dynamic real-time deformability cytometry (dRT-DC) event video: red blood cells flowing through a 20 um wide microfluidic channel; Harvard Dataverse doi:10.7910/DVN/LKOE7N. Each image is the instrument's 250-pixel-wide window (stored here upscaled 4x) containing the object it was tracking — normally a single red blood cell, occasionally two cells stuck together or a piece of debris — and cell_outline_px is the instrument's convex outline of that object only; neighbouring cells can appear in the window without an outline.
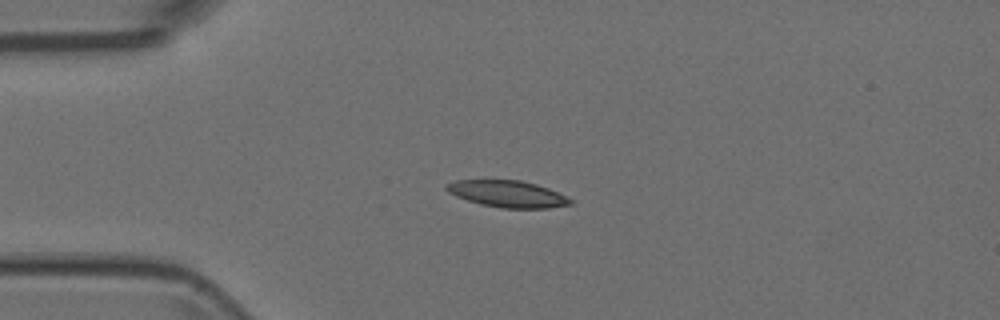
{"species": "Egyptian fruit bat (a non-hibernating species)", "species_latin": "Rousettus aegyptiacus", "temperature_condition": "room temperature", "stored_images_in_passage": 41, "camera_frame_rate_fps": 3000, "um_per_image_px": 0.085, "animal": {"sex": "female"}, "frame": {"image": 1, "passage_image": 1, "time_ms": 0.0, "image_size_px": [1000, 320], "cell_outline_px": [[572, 204], [548, 208], [500, 208], [480, 204], [456, 196], [448, 192], [444, 188], [444, 184], [456, 180], [484, 176], [520, 180], [536, 184], [548, 188], [572, 200]], "centroid_in_image_um": [43.01, 16.42], "position_along_channel_um": 42.0, "area_um2": 20.11}}
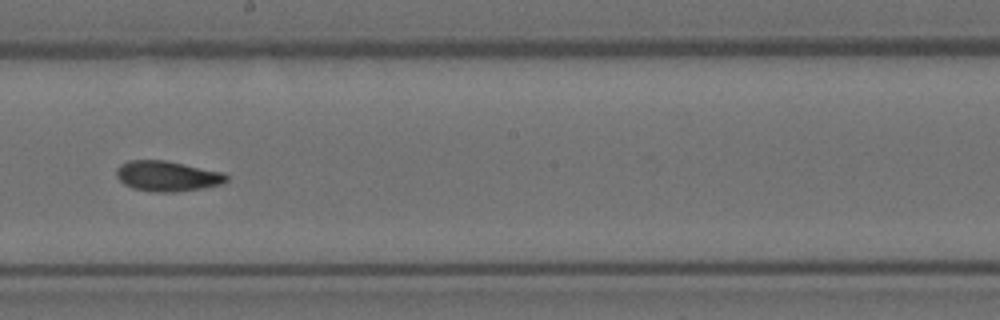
{"frame": {"image": 2, "passage_image": 18, "time_ms": 5.667, "image_size_px": [1000, 320], "cell_outline_px": [[228, 180], [220, 184], [200, 188], [176, 192], [156, 192], [132, 188], [124, 184], [116, 176], [116, 168], [120, 164], [128, 160], [168, 160], [224, 172], [228, 176]], "centroid_in_image_um": [14.2, 14.95], "position_along_channel_um": 234.0, "area_um2": 19.59}}
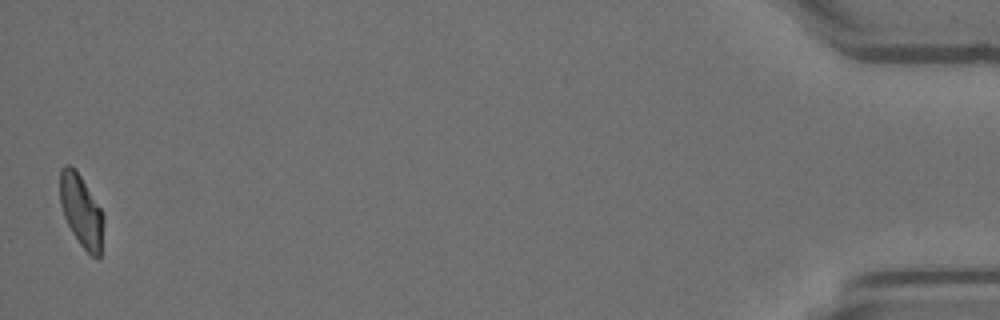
{"frame": {"image": 3, "passage_image": 41, "time_ms": 13.333, "image_size_px": [1000, 320], "cell_outline_px": [[104, 224], [100, 256], [96, 260], [80, 244], [72, 232], [64, 216], [60, 204], [60, 168], [64, 164], [68, 164], [80, 176], [100, 208], [104, 216]], "centroid_in_image_um": [6.91, 17.95], "position_along_channel_um": 428.3, "area_um2": 18.15}}